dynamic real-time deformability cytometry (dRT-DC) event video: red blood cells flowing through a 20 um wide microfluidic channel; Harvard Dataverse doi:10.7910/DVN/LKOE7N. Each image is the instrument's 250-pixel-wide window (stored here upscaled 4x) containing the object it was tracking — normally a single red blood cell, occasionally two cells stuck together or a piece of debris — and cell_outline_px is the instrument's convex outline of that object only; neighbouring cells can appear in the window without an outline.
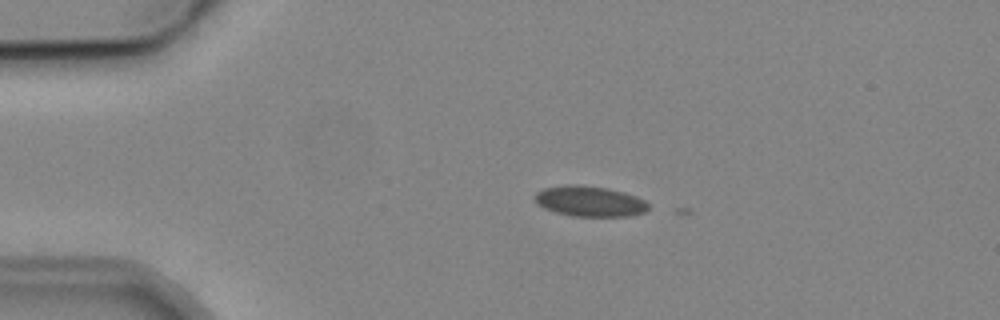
{"species": "common noctule bat (a hibernating species)", "species_latin": "Nyctalus noctula", "temperature_condition": "cold", "stored_images_in_passage": 2, "camera_frame_rate_fps": 3000, "um_per_image_px": 0.085, "animal": {"sex": "male", "body_mass_g": 19.2, "forearm_length_mm": 51.8}, "frame": {"image": 1, "passage_image": 1, "time_ms": 0.0, "image_size_px": [1000, 320], "cell_outline_px": [[648, 208], [644, 212], [632, 216], [572, 216], [556, 212], [544, 208], [536, 200], [536, 192], [544, 188], [564, 184], [580, 184], [608, 188], [624, 192], [636, 196], [644, 200], [648, 204]], "centroid_in_image_um": [50.14, 17.09], "position_along_channel_um": 34.9, "area_um2": 20.17}}